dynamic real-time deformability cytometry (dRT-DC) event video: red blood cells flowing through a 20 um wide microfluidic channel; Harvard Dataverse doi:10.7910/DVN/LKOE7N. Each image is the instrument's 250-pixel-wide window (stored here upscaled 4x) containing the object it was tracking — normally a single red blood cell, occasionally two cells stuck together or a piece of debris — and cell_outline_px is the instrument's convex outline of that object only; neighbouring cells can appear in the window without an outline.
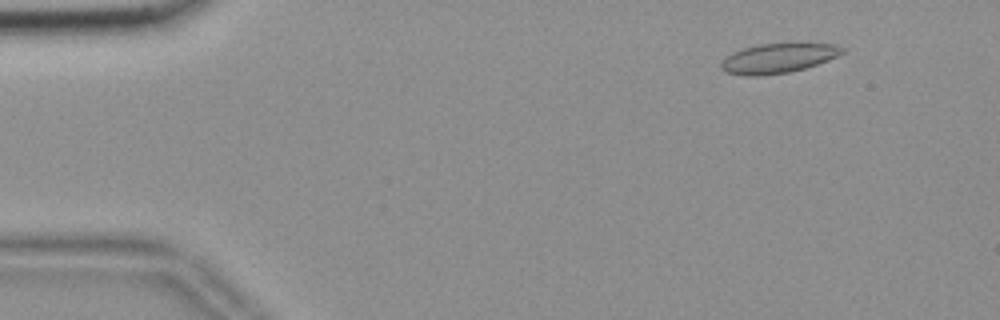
{"species": "common noctule bat (a hibernating species)", "species_latin": "Nyctalus noctula", "temperature_condition": "room temperature", "stored_images_in_passage": 55, "camera_frame_rate_fps": 3000, "um_per_image_px": 0.085, "animal": {"sex": "female", "body_mass_g": 18.4}, "frame": {"image": 1, "passage_image": 6, "time_ms": 1.667, "image_size_px": [1000, 320], "cell_outline_px": [[844, 52], [828, 60], [804, 68], [788, 72], [760, 76], [744, 76], [728, 72], [720, 68], [720, 64], [732, 52], [744, 48], [760, 44], [832, 44], [844, 48]], "centroid_in_image_um": [66.11, 4.96], "position_along_channel_um": 18.9, "area_um2": 20.46}}
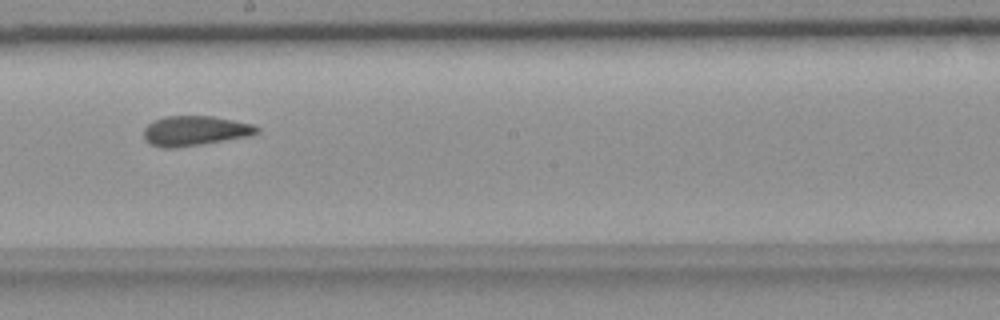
{"frame": {"image": 2, "passage_image": 31, "time_ms": 10.0, "image_size_px": [1000, 320], "cell_outline_px": [[260, 132], [252, 136], [200, 144], [172, 148], [164, 148], [152, 144], [144, 140], [144, 128], [152, 120], [168, 116], [212, 116], [252, 124], [260, 128]], "centroid_in_image_um": [16.58, 11.11], "position_along_channel_um": 231.6, "area_um2": 19.65}}
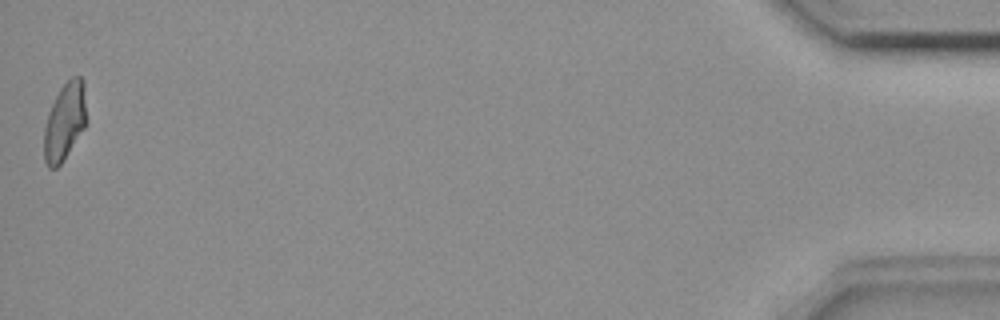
{"frame": {"image": 3, "passage_image": 55, "time_ms": 18.0, "image_size_px": [1000, 320], "cell_outline_px": [[84, 128], [60, 164], [56, 168], [48, 168], [44, 160], [44, 128], [48, 112], [60, 88], [72, 76], [80, 76], [84, 80]], "centroid_in_image_um": [5.46, 10.33], "position_along_channel_um": 429.7, "area_um2": 18.67}, "authors_computed_cell_mechanics": {"area_um2": 19.941, "velocity_mm_per_s": 3.6627, "shape_relaxation_time_tau1_ms": null, "shape_relaxation_time_tau2_ms": 2.1922, "deformation_change_tau1": null, "deformation_change_tau2": 0.1012}}